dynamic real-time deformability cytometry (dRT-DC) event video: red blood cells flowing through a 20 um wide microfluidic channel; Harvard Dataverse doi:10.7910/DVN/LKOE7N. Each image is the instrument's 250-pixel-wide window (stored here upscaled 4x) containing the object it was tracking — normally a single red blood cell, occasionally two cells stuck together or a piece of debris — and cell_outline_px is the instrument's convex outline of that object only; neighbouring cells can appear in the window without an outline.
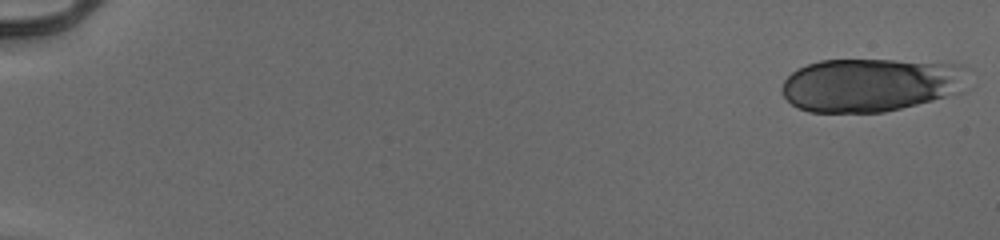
{"species": "human", "species_latin": "Homo sapiens", "temperature_condition": "cold", "stored_images_in_passage": 54, "segment_of_instrument_passage": [1, 2], "camera_frame_rate_fps": 3000, "um_per_image_px": 0.085, "donor": {"sex": "male"}, "frame": {"image": 1, "passage_image": 1, "time_ms": 0.0, "image_size_px": [1000, 240], "cell_outline_px": [[972, 68], [968, 88], [964, 92], [884, 112], [808, 112], [796, 108], [784, 96], [780, 88], [784, 80], [796, 68], [820, 60], [896, 60], [964, 64]], "centroid_in_image_um": [74.12, 7.19], "position_along_channel_um": 10.9, "area_um2": 59.19}}
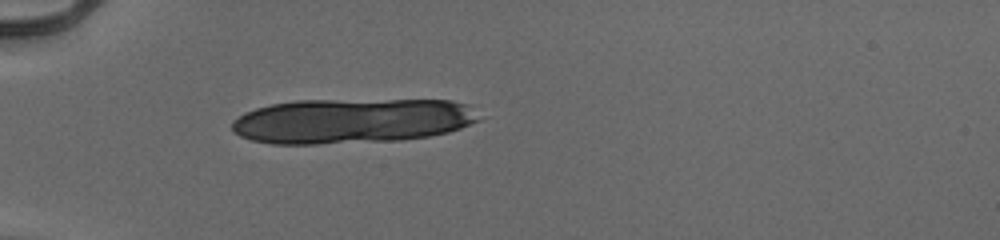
{"frame": {"image": 2, "passage_image": 17, "time_ms": 5.333, "image_size_px": [1000, 240], "cell_outline_px": [[480, 120], [460, 128], [448, 132], [428, 136], [400, 140], [316, 144], [272, 144], [252, 140], [240, 136], [232, 132], [232, 120], [244, 112], [256, 108], [272, 104], [296, 100], [452, 100], [468, 104]], "centroid_in_image_um": [29.86, 10.27], "position_along_channel_um": 55.1, "area_um2": 64.91}}